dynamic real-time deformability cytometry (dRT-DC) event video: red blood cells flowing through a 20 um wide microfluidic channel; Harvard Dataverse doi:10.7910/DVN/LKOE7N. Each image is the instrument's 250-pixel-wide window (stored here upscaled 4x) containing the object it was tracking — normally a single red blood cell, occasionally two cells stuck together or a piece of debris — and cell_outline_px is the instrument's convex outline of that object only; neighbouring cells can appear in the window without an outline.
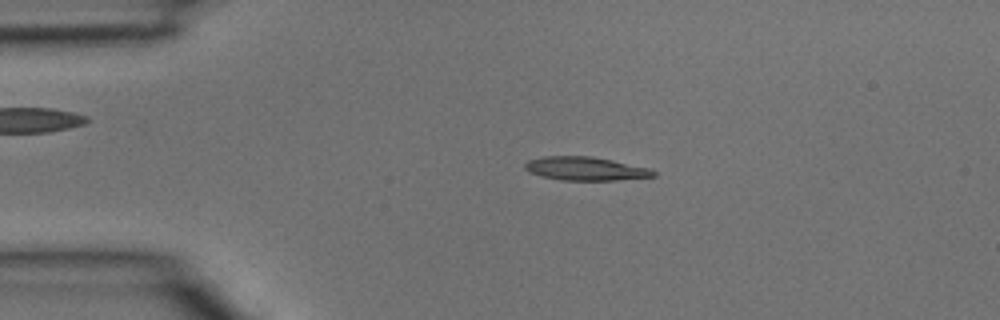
{"species": "common noctule bat (a hibernating species)", "species_latin": "Nyctalus noctula", "temperature_condition": "room temperature", "stored_images_in_passage": 38, "camera_frame_rate_fps": 3000, "um_per_image_px": 0.085, "animal": {"sex": "male", "body_mass_g": 15.6}, "frame": {"image": 1, "passage_image": 7, "time_ms": 2.0, "image_size_px": [1000, 320], "cell_outline_px": [[656, 176], [616, 180], [560, 180], [540, 176], [528, 172], [524, 168], [524, 164], [528, 160], [544, 156], [592, 156], [612, 160], [648, 168], [656, 172]], "centroid_in_image_um": [49.72, 14.33], "position_along_channel_um": 35.3, "area_um2": 17.63}}
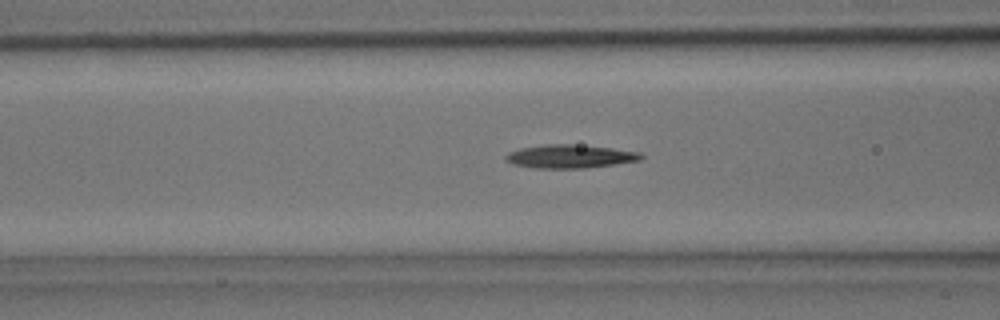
{"frame": {"image": 2, "passage_image": 14, "time_ms": 4.333, "image_size_px": [1000, 320], "cell_outline_px": [[644, 156], [640, 160], [584, 168], [536, 168], [512, 164], [504, 156], [508, 152], [520, 148], [544, 144], [572, 144], [612, 148], [640, 152]], "centroid_in_image_um": [48.43, 13.28], "position_along_channel_um": 118.2, "area_um2": 18.32}}
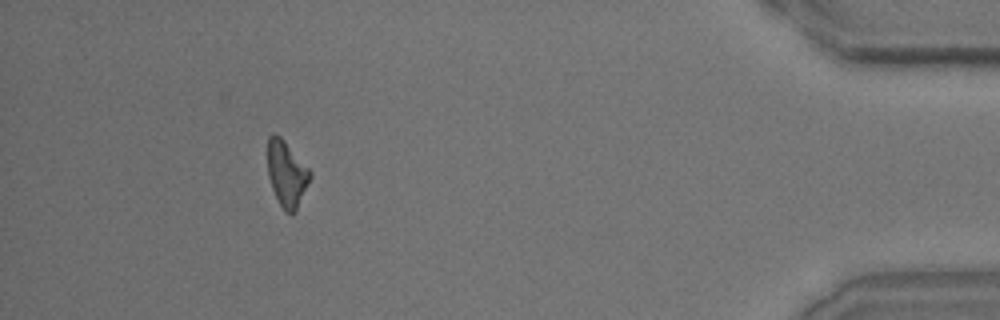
{"frame": {"image": 3, "passage_image": 35, "time_ms": 11.333, "image_size_px": [1000, 320], "cell_outline_px": [[312, 176], [296, 212], [284, 212], [272, 188], [268, 176], [268, 136], [272, 132], [276, 132], [284, 140], [312, 172]], "centroid_in_image_um": [24.37, 14.75], "position_along_channel_um": 410.8, "area_um2": 16.3}}